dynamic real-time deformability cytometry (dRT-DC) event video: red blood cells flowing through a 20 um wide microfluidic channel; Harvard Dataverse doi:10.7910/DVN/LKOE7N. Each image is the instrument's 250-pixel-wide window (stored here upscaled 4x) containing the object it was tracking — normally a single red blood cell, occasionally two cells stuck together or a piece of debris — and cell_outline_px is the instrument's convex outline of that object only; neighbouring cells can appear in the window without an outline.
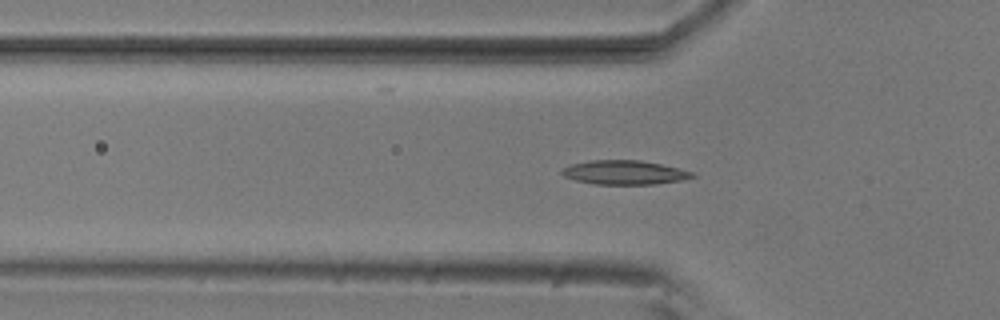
{"species": "common noctule bat (a hibernating species)", "species_latin": "Nyctalus noctula", "temperature_condition": "room temperature", "stored_images_in_passage": 55, "camera_frame_rate_fps": 3000, "um_per_image_px": 0.085, "animal": {"sex": "male", "body_mass_g": 20.5, "forearm_length_mm": 52.5}, "frame": {"image": 1, "passage_image": 17, "time_ms": 5.333, "image_size_px": [1000, 320], "cell_outline_px": [[696, 176], [680, 180], [656, 184], [592, 184], [576, 180], [564, 176], [560, 172], [564, 168], [572, 164], [592, 160], [640, 160], [660, 164], [692, 172]], "centroid_in_image_um": [53.05, 14.66], "position_along_channel_um": 72.8, "area_um2": 18.03}}
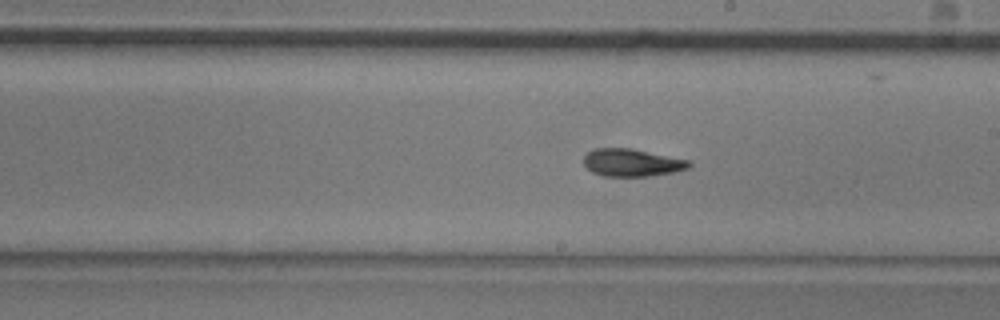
{"frame": {"image": 2, "passage_image": 30, "time_ms": 9.667, "image_size_px": [1000, 320], "cell_outline_px": [[692, 164], [688, 168], [676, 172], [648, 176], [604, 176], [592, 172], [584, 164], [584, 156], [588, 152], [596, 148], [632, 148], [692, 160]], "centroid_in_image_um": [53.77, 13.82], "position_along_channel_um": 235.2, "area_um2": 17.11}}
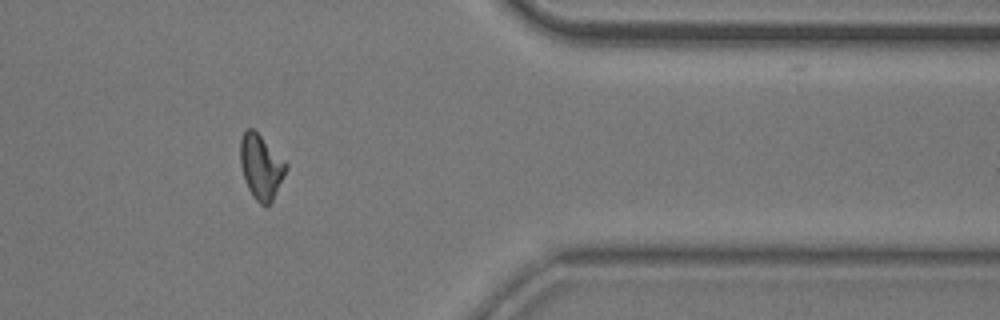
{"frame": {"image": 3, "passage_image": 44, "time_ms": 14.333, "image_size_px": [1000, 320], "cell_outline_px": [[288, 168], [272, 200], [268, 204], [260, 204], [252, 196], [244, 180], [240, 164], [240, 140], [244, 132], [248, 128], [252, 128], [288, 164]], "centroid_in_image_um": [22.17, 14.18], "position_along_channel_um": 389.2, "area_um2": 16.94}, "authors_computed_cell_mechanics": {"area_um2": 17.1088, "velocity_mm_per_s": 3.7268, "shape_relaxation_time_tau1_ms": 8.2259, "shape_relaxation_time_tau2_ms": 4.7814, "deformation_change_tau1": 0.2087, "deformation_change_tau2": 0.111}}